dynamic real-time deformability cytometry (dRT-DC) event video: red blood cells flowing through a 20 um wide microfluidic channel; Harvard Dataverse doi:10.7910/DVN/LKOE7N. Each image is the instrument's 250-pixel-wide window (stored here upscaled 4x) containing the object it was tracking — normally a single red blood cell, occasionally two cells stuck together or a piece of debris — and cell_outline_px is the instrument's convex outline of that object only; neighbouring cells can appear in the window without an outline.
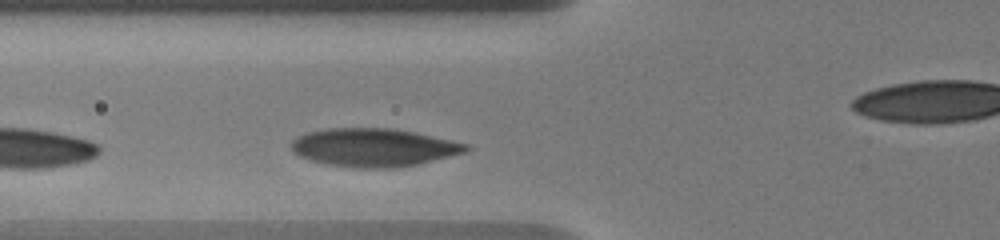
{"species": "human", "species_latin": "Homo sapiens", "temperature_condition": "warm", "stored_images_in_passage": 16, "camera_frame_rate_fps": 3000, "um_per_image_px": 0.085, "donor": {"sex": "male"}, "frame": {"image": 1, "passage_image": 5, "time_ms": 1.333, "image_size_px": [1000, 240], "cell_outline_px": [[472, 148], [464, 152], [416, 164], [392, 168], [360, 168], [328, 164], [312, 160], [300, 156], [292, 152], [288, 144], [296, 136], [308, 132], [328, 128], [392, 128], [416, 132], [468, 144]], "centroid_in_image_um": [31.71, 12.52], "position_along_channel_um": 94.1, "area_um2": 38.78}}
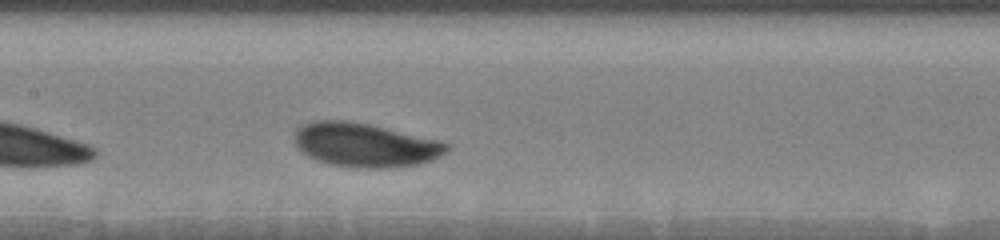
{"frame": {"image": 2, "passage_image": 12, "time_ms": 3.667, "image_size_px": [1000, 240], "cell_outline_px": [[448, 152], [432, 160], [420, 164], [388, 168], [356, 168], [332, 164], [316, 160], [300, 152], [296, 148], [296, 128], [312, 120], [348, 120], [368, 124], [440, 140], [448, 144]], "centroid_in_image_um": [31.03, 12.32], "position_along_channel_um": 176.4, "area_um2": 39.13}}
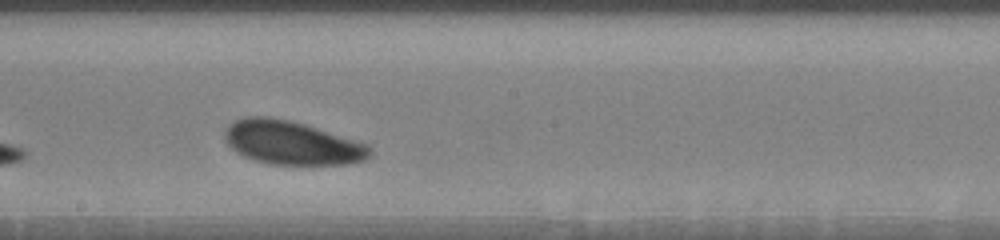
{"frame": {"image": 3, "passage_image": 14, "time_ms": 5.0, "image_size_px": [1000, 240], "cell_outline_px": [[372, 156], [364, 160], [348, 164], [272, 164], [252, 160], [236, 152], [224, 140], [224, 128], [228, 124], [244, 116], [268, 116], [292, 120], [368, 144], [372, 148]], "centroid_in_image_um": [24.78, 12.12], "position_along_channel_um": 223.4, "area_um2": 37.22}}